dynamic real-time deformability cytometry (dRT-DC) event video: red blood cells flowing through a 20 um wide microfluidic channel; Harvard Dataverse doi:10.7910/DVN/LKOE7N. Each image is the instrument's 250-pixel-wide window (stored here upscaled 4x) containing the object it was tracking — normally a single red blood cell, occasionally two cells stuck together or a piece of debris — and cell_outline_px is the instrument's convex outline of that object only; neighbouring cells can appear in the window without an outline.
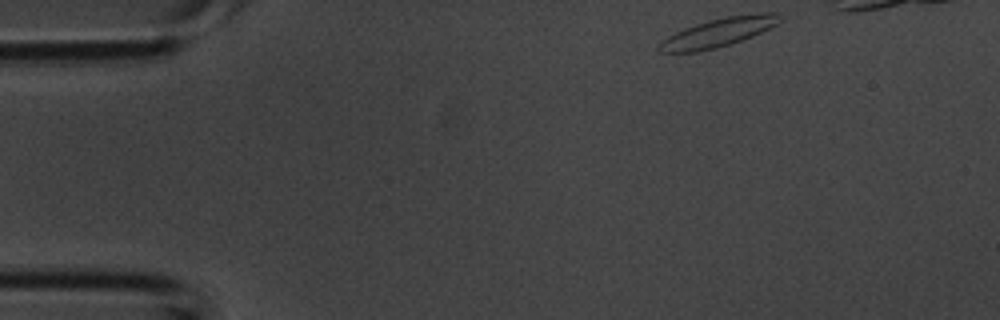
{"species": "common noctule bat (a hibernating species)", "species_latin": "Nyctalus noctula", "temperature_condition": "room temperature", "stored_images_in_passage": 5, "camera_frame_rate_fps": 3000, "um_per_image_px": 0.085, "animal": {"sex": "male", "body_mass_g": 20.1, "forearm_length_mm": 53.5}, "frame": {"image": 1, "passage_image": 1, "time_ms": 0.0, "image_size_px": [1000, 320], "cell_outline_px": [[780, 20], [776, 24], [752, 36], [716, 48], [700, 52], [656, 52], [656, 44], [660, 40], [684, 28], [708, 20], [728, 16], [756, 12], [780, 12]], "centroid_in_image_um": [61.0, 2.76], "position_along_channel_um": 24.0, "area_um2": 20.29}}